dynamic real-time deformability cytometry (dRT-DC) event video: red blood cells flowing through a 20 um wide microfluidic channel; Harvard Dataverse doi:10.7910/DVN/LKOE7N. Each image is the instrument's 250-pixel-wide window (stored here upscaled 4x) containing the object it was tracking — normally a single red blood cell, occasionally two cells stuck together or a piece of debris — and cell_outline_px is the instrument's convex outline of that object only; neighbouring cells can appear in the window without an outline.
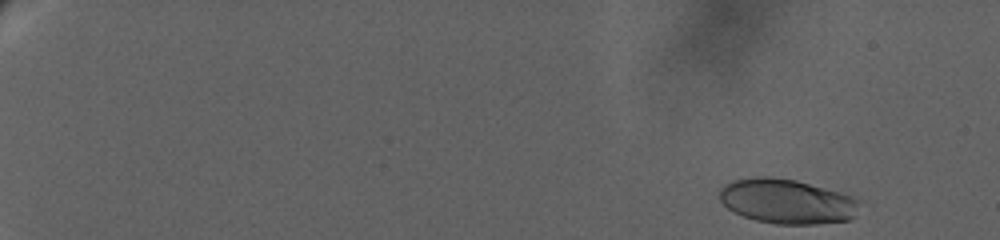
{"species": "human", "species_latin": "Homo sapiens", "temperature_condition": "warm", "stored_images_in_passage": 22, "camera_frame_rate_fps": 3000, "um_per_image_px": 0.085, "donor": {"sex": "female"}, "frame": {"image": 1, "passage_image": 2, "time_ms": 0.667, "image_size_px": [1000, 240], "cell_outline_px": [[860, 200], [856, 216], [848, 220], [816, 224], [776, 224], [756, 220], [744, 216], [728, 208], [720, 200], [720, 188], [724, 184], [732, 180], [752, 176], [768, 176], [796, 180], [840, 192], [852, 196]], "centroid_in_image_um": [66.89, 17.1], "position_along_channel_um": 18.1, "area_um2": 36.59}}
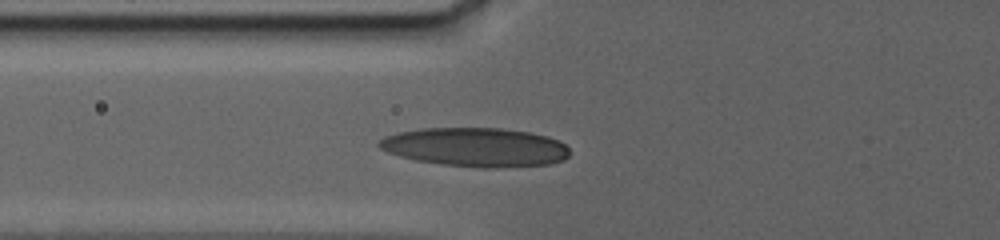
{"frame": {"image": 2, "passage_image": 19, "time_ms": 9.667, "image_size_px": [1000, 240], "cell_outline_px": [[568, 156], [564, 160], [548, 164], [496, 168], [480, 168], [440, 164], [416, 160], [400, 156], [388, 152], [380, 148], [376, 144], [376, 140], [384, 136], [396, 132], [420, 128], [500, 128], [528, 132], [548, 136], [560, 140], [568, 148]], "centroid_in_image_um": [40.38, 12.5], "position_along_channel_um": 85.4, "area_um2": 43.58}}
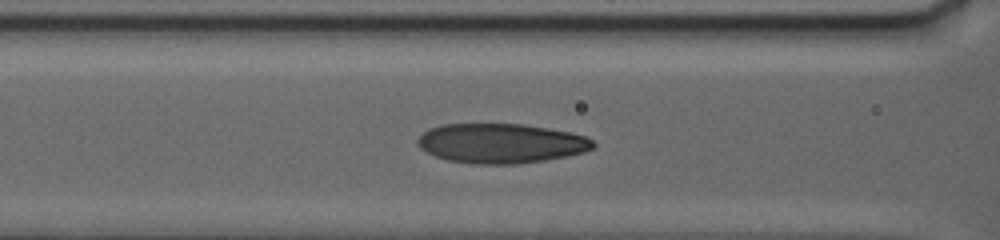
{"frame": {"image": 3, "passage_image": 22, "time_ms": 11.0, "image_size_px": [1000, 240], "cell_outline_px": [[596, 144], [592, 148], [584, 152], [568, 156], [544, 160], [516, 164], [476, 164], [448, 160], [436, 156], [420, 148], [416, 140], [428, 128], [440, 124], [524, 124], [572, 132], [584, 136], [592, 140]], "centroid_in_image_um": [42.58, 12.18], "position_along_channel_um": 124.0, "area_um2": 40.58}}